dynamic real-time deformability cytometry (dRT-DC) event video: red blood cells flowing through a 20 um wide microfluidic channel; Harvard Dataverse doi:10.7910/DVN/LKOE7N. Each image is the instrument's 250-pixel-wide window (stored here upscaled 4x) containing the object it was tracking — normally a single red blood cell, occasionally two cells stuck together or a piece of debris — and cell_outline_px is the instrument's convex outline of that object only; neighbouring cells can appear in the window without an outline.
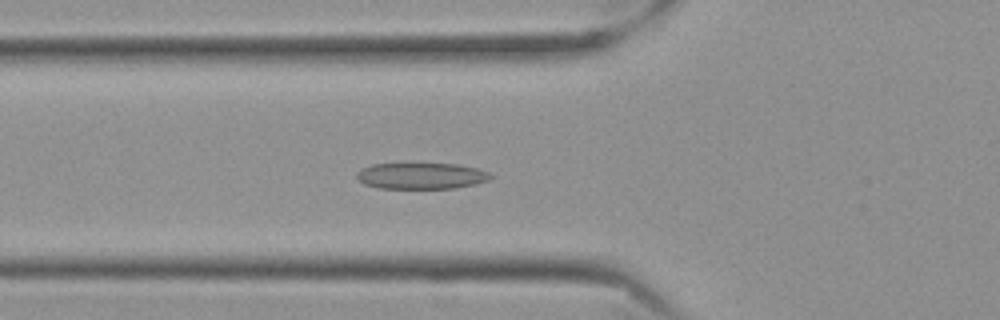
{"species": "Egyptian fruit bat (a non-hibernating species)", "species_latin": "Rousettus aegyptiacus", "temperature_condition": "cold", "stored_images_in_passage": 50, "camera_frame_rate_fps": 3000, "um_per_image_px": 0.085, "frame": {"image": 1, "passage_image": 13, "time_ms": 4.0, "image_size_px": [1000, 320], "cell_outline_px": [[492, 176], [488, 180], [476, 184], [456, 188], [380, 188], [364, 184], [356, 176], [356, 172], [360, 168], [372, 164], [456, 164], [476, 168], [488, 172]], "centroid_in_image_um": [35.78, 14.95], "position_along_channel_um": 90.0, "area_um2": 20.35}}
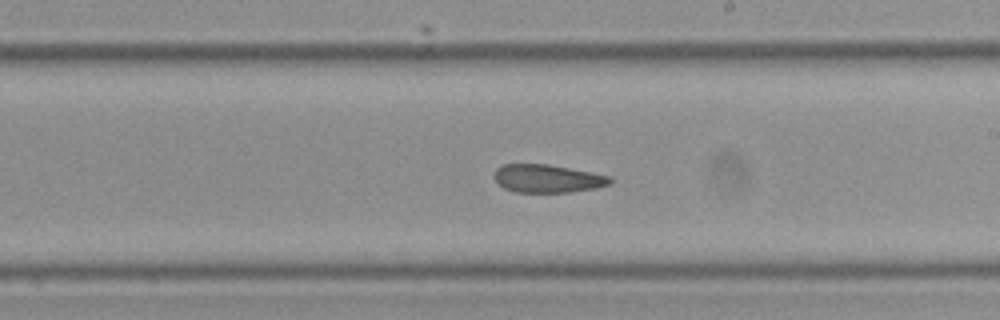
{"frame": {"image": 2, "passage_image": 26, "time_ms": 8.333, "image_size_px": [1000, 320], "cell_outline_px": [[612, 184], [596, 188], [568, 192], [516, 192], [504, 188], [492, 176], [496, 168], [504, 164], [548, 164], [612, 176]], "centroid_in_image_um": [46.55, 15.17], "position_along_channel_um": 242.5, "area_um2": 19.02}}
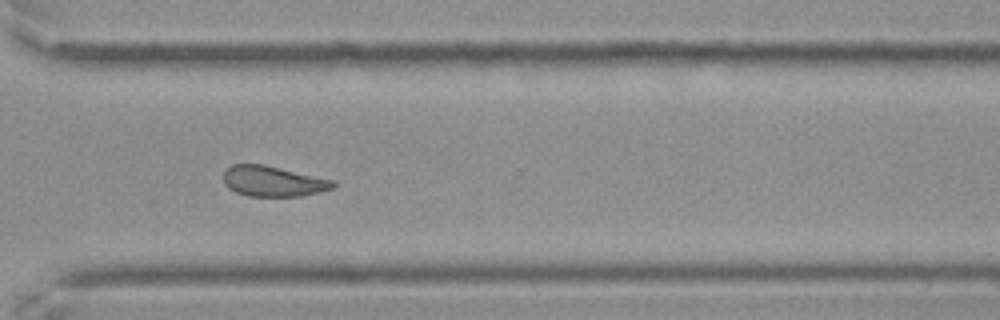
{"frame": {"image": 3, "passage_image": 35, "time_ms": 11.333, "image_size_px": [1000, 320], "cell_outline_px": [[336, 184], [332, 188], [300, 196], [248, 196], [236, 192], [228, 188], [224, 184], [224, 168], [232, 164], [264, 164], [336, 180]], "centroid_in_image_um": [23.19, 15.39], "position_along_channel_um": 347.4, "area_um2": 19.59}, "authors_computed_cell_mechanics": {"area_um2": 19.8832, "velocity_mm_per_s": 3.5045, "shape_relaxation_time_tau1_ms": null, "shape_relaxation_time_tau2_ms": 5.2184, "deformation_change_tau1": null, "deformation_change_tau2": 0.114}}